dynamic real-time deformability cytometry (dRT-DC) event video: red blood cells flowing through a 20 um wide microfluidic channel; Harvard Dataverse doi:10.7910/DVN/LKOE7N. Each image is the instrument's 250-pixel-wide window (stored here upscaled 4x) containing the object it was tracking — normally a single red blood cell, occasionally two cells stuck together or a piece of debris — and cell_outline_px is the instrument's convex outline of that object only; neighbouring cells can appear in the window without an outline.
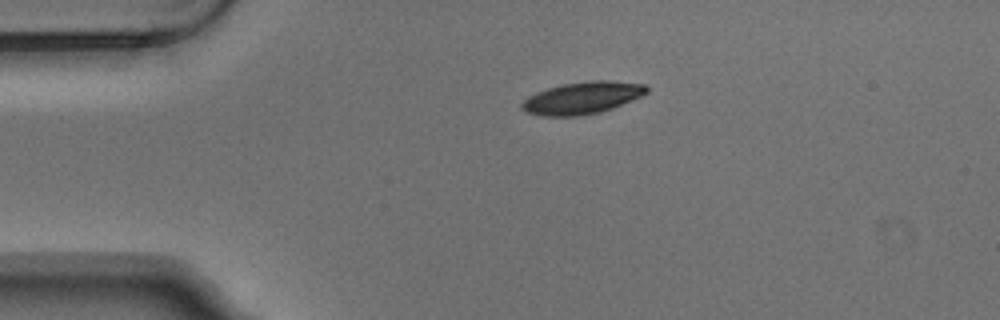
{"species": "Egyptian fruit bat (a non-hibernating species)", "species_latin": "Rousettus aegyptiacus", "temperature_condition": "warm", "stored_images_in_passage": 2, "camera_frame_rate_fps": 3000, "um_per_image_px": 0.085, "animal": {"sex": "male"}, "frame": {"image": 1, "passage_image": 1, "time_ms": 0.0, "image_size_px": [1000, 320], "cell_outline_px": [[648, 92], [640, 96], [612, 108], [600, 112], [580, 116], [544, 116], [528, 112], [520, 108], [520, 104], [528, 96], [536, 92], [548, 88], [564, 84], [588, 80], [604, 80], [644, 84], [648, 88]], "centroid_in_image_um": [49.46, 8.32], "position_along_channel_um": 35.5, "area_um2": 23.18}}